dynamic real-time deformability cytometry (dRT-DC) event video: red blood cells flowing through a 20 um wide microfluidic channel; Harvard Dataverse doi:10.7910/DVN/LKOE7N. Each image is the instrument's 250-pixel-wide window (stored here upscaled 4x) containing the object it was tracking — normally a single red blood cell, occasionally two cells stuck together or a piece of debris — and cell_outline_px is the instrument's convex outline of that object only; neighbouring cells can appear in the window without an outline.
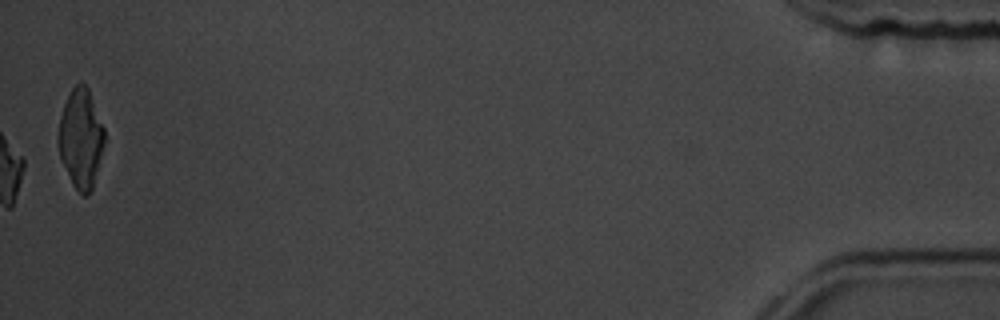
{"species": "common noctule bat (a hibernating species)", "species_latin": "Nyctalus noctula", "temperature_condition": "room temperature", "stored_images_in_passage": 16, "camera_frame_rate_fps": 3000, "um_per_image_px": 0.085, "animal": {"sex": "male", "body_mass_g": 19.5, "forearm_length_mm": 54.6}, "frame": {"image": 1, "passage_image": 16, "time_ms": 17.0, "image_size_px": [1000, 320], "cell_outline_px": [[104, 144], [92, 188], [88, 196], [84, 196], [72, 184], [60, 156], [56, 144], [56, 136], [60, 116], [64, 104], [72, 88], [80, 80], [88, 88], [104, 128]], "centroid_in_image_um": [6.84, 11.75], "position_along_channel_um": 428.4, "area_um2": 26.59}, "authors_computed_cell_mechanics": {"area_um2": 18.785, "velocity_mm_per_s": 3.7064, "shape_relaxation_time_tau1_ms": null, "shape_relaxation_time_tau2_ms": 0.882, "deformation_change_tau1": null, "deformation_change_tau2": 0.0531}}